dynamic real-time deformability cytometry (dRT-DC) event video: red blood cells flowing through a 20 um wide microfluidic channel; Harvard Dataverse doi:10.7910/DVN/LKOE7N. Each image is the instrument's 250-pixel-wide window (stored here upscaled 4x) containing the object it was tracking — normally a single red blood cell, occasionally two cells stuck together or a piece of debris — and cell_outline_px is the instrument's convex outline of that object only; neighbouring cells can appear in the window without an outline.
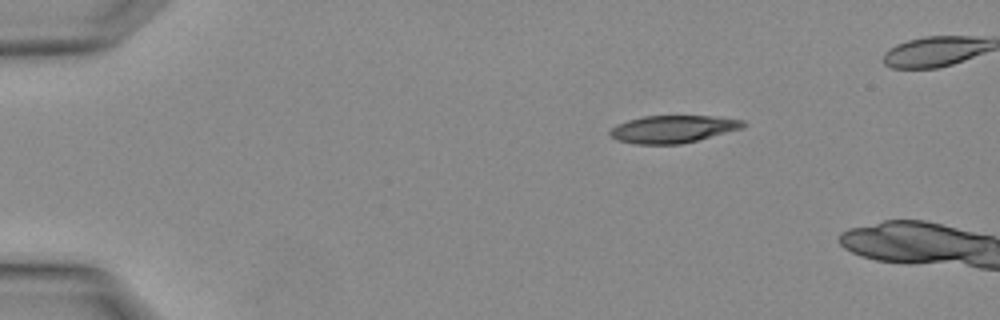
{"species": "Egyptian fruit bat (a non-hibernating species)", "species_latin": "Rousettus aegyptiacus", "temperature_condition": "warm", "stored_images_in_passage": 2, "camera_frame_rate_fps": 3000, "um_per_image_px": 0.085, "animal": {"sex": "female"}, "frame": {"image": 1, "passage_image": 2, "time_ms": 0.333, "image_size_px": [1000, 320], "cell_outline_px": [[748, 124], [744, 128], [680, 144], [636, 144], [616, 140], [608, 132], [616, 124], [628, 120], [644, 116], [712, 116], [744, 120]], "centroid_in_image_um": [57.21, 10.97], "position_along_channel_um": 27.8, "area_um2": 21.27}}